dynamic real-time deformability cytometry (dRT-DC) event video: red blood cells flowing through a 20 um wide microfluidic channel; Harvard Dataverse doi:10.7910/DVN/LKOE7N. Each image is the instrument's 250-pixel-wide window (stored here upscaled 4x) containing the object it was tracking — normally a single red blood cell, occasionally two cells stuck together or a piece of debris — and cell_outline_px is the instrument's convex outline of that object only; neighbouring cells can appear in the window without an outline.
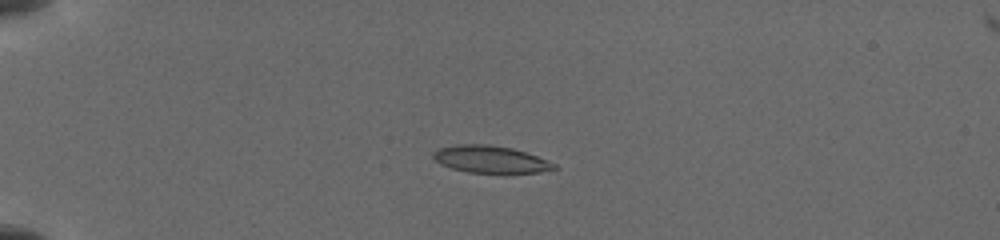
{"species": "common noctule bat (a hibernating species)", "species_latin": "Nyctalus noctula", "temperature_condition": "cold", "stored_images_in_passage": 15, "camera_frame_rate_fps": 3000, "um_per_image_px": 0.085, "animal": {"sex": "female", "body_mass_g": 19.5, "forearm_length_mm": 54.1}, "frame": {"image": 1, "passage_image": 10, "time_ms": 4.667, "image_size_px": [1000, 240], "cell_outline_px": [[560, 168], [540, 172], [504, 176], [468, 172], [452, 168], [440, 164], [432, 156], [432, 152], [440, 148], [456, 144], [488, 144], [512, 148], [536, 156], [556, 164]], "centroid_in_image_um": [41.73, 13.59], "position_along_channel_um": 43.3, "area_um2": 19.94}}
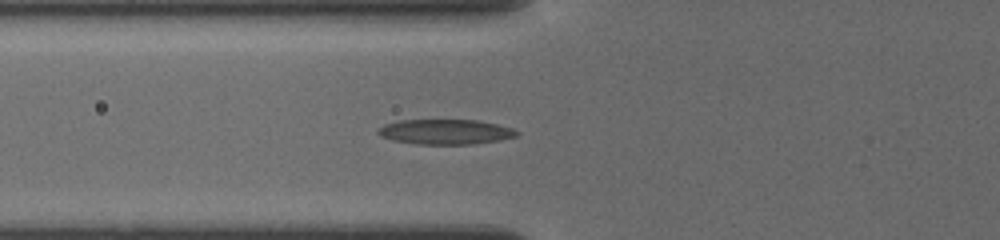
{"frame": {"image": 2, "passage_image": 13, "time_ms": 7.0, "image_size_px": [1000, 240], "cell_outline_px": [[520, 132], [516, 136], [500, 140], [472, 144], [416, 144], [392, 140], [380, 136], [376, 132], [384, 124], [400, 120], [476, 120], [496, 124], [512, 128]], "centroid_in_image_um": [37.84, 11.21], "position_along_channel_um": 88.0, "area_um2": 20.17}}
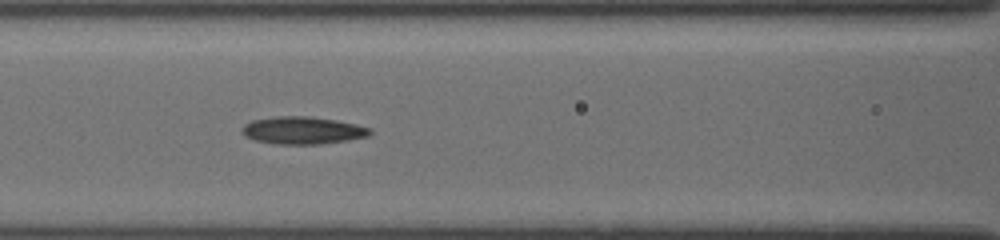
{"frame": {"image": 3, "passage_image": 15, "time_ms": 8.333, "image_size_px": [1000, 240], "cell_outline_px": [[372, 132], [368, 136], [348, 140], [320, 144], [276, 144], [256, 140], [244, 136], [240, 132], [240, 128], [244, 124], [252, 120], [276, 116], [308, 116], [336, 120], [356, 124], [372, 128]], "centroid_in_image_um": [25.7, 11.08], "position_along_channel_um": 140.9, "area_um2": 20.63}}